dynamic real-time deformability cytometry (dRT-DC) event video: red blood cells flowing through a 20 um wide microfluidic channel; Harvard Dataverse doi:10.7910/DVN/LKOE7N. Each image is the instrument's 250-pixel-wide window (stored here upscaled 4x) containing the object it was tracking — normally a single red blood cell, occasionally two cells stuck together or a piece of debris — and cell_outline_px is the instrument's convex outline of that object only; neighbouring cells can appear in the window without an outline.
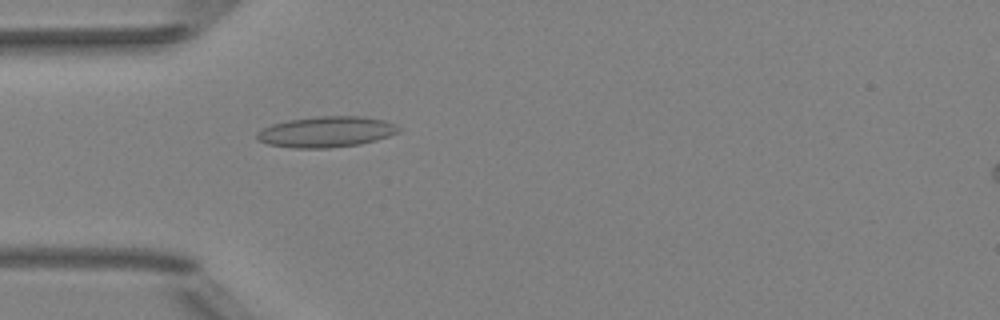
{"species": "Egyptian fruit bat (a non-hibernating species)", "species_latin": "Rousettus aegyptiacus", "temperature_condition": "room temperature", "stored_images_in_passage": 51, "camera_frame_rate_fps": 3000, "um_per_image_px": 0.085, "animal": {"sex": "female"}, "frame": {"image": 1, "passage_image": 15, "time_ms": 4.667, "image_size_px": [1000, 320], "cell_outline_px": [[400, 132], [376, 140], [360, 144], [328, 148], [296, 148], [268, 144], [260, 140], [256, 136], [256, 132], [272, 124], [288, 120], [316, 116], [364, 116], [384, 120], [400, 128]], "centroid_in_image_um": [27.74, 11.2], "position_along_channel_um": 57.3, "area_um2": 25.32}}
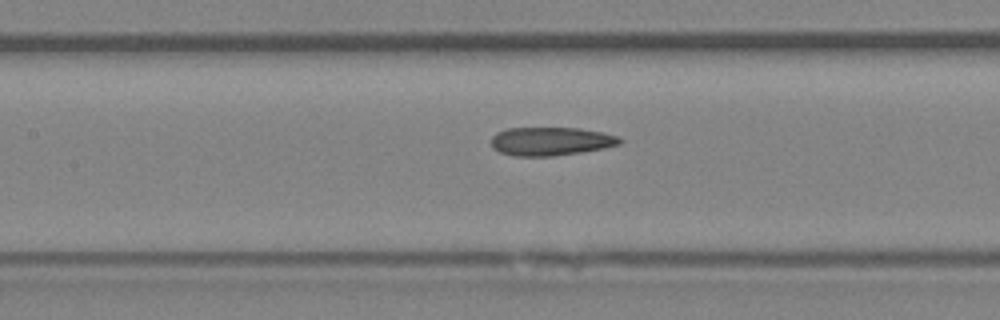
{"frame": {"image": 2, "passage_image": 23, "time_ms": 7.333, "image_size_px": [1000, 320], "cell_outline_px": [[624, 140], [620, 144], [604, 148], [580, 152], [552, 156], [512, 156], [500, 152], [492, 148], [492, 136], [496, 132], [508, 128], [580, 128], [620, 136]], "centroid_in_image_um": [46.82, 12.01], "position_along_channel_um": 160.6, "area_um2": 21.39}}
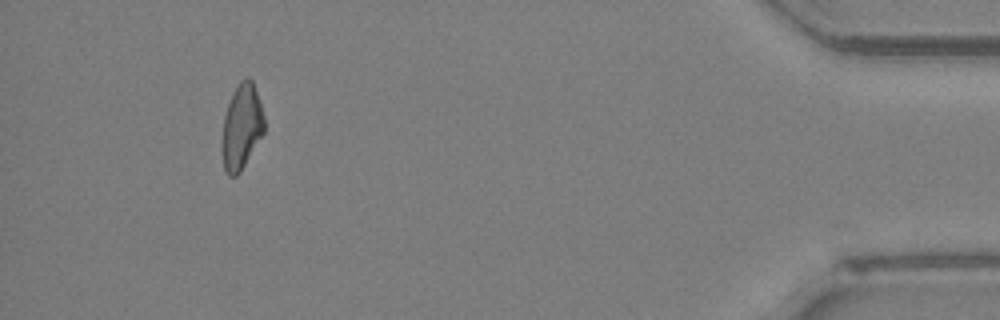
{"frame": {"image": 3, "passage_image": 47, "time_ms": 15.333, "image_size_px": [1000, 320], "cell_outline_px": [[264, 132], [240, 172], [236, 176], [228, 176], [224, 168], [220, 148], [220, 144], [224, 116], [232, 92], [240, 80], [248, 76], [252, 80], [260, 100], [264, 116]], "centroid_in_image_um": [20.51, 10.77], "position_along_channel_um": 414.7, "area_um2": 21.27}, "authors_computed_cell_mechanics": {"area_um2": 21.6172, "velocity_mm_per_s": 4.0317, "shape_relaxation_time_tau1_ms": null, "shape_relaxation_time_tau2_ms": 2.8819, "deformation_change_tau1": null, "deformation_change_tau2": 0.1063}}